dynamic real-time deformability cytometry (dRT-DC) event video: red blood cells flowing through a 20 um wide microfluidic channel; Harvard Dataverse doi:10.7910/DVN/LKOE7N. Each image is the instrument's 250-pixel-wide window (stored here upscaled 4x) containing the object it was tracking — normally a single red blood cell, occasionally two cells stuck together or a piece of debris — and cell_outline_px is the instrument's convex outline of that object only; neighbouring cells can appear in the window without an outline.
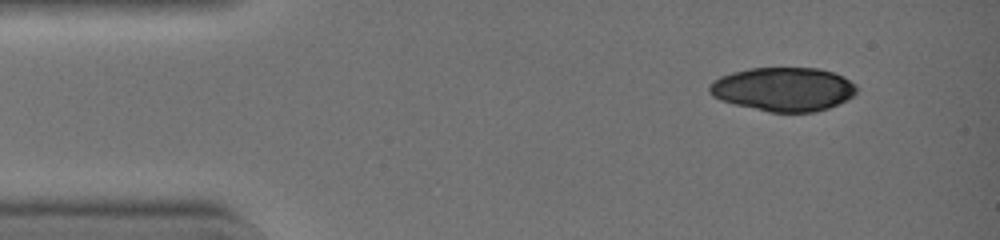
{"species": "common noctule bat (a hibernating species)", "species_latin": "Nyctalus noctula", "temperature_condition": "warm", "stored_images_in_passage": 42, "camera_frame_rate_fps": 3000, "um_per_image_px": 0.085, "animal": {"sex": "female", "body_mass_g": 19.0, "forearm_length_mm": 51.5}, "frame": {"image": 1, "passage_image": 5, "time_ms": 1.333, "image_size_px": [1000, 240], "cell_outline_px": [[856, 92], [852, 96], [828, 108], [812, 112], [772, 112], [736, 104], [720, 100], [712, 96], [708, 92], [708, 88], [720, 76], [732, 72], [748, 68], [820, 68], [844, 76], [856, 88]], "centroid_in_image_um": [66.56, 7.57], "position_along_channel_um": 18.4, "area_um2": 37.17}}